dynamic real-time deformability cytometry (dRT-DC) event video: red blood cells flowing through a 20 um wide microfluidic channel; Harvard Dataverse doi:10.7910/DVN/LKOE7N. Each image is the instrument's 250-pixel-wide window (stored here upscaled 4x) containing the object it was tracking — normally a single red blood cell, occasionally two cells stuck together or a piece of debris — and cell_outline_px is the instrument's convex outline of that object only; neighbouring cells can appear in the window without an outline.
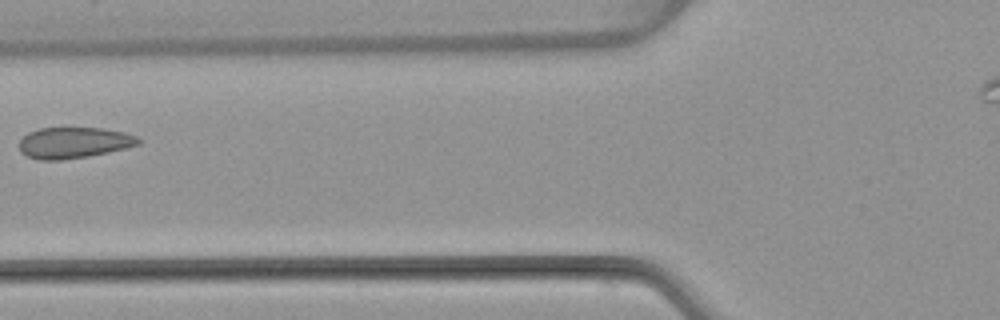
{"species": "common noctule bat (a hibernating species)", "species_latin": "Nyctalus noctula", "temperature_condition": "warm", "stored_images_in_passage": 6, "camera_frame_rate_fps": 3000, "um_per_image_px": 0.085, "animal": {"sex": "female", "body_mass_g": 22.7, "forearm_length_mm": 54.2}, "frame": {"image": 1, "passage_image": 5, "time_ms": 5.0, "image_size_px": [1000, 320], "cell_outline_px": [[144, 140], [140, 144], [108, 152], [88, 156], [60, 160], [40, 160], [28, 156], [20, 152], [20, 140], [28, 132], [40, 128], [104, 128], [124, 132], [136, 136]], "centroid_in_image_um": [6.3, 12.12], "position_along_channel_um": 119.5, "area_um2": 21.56}}
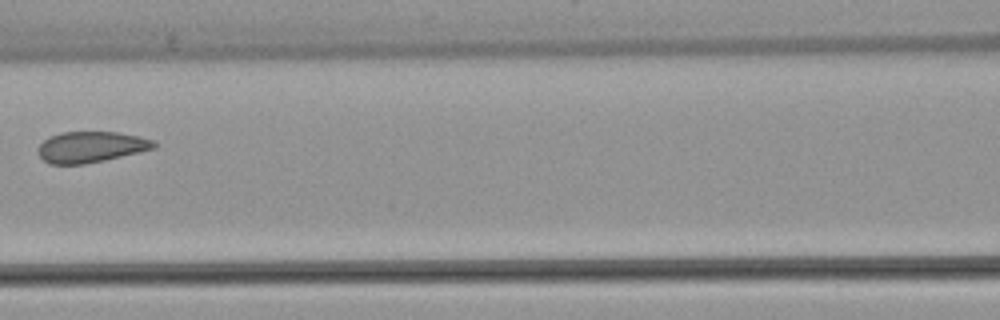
{"frame": {"image": 2, "passage_image": 6, "time_ms": 6.0, "image_size_px": [1000, 320], "cell_outline_px": [[156, 148], [104, 160], [84, 164], [48, 164], [36, 152], [36, 148], [48, 136], [60, 132], [116, 132], [140, 136], [152, 140], [156, 144]], "centroid_in_image_um": [7.68, 12.49], "position_along_channel_um": 158.9, "area_um2": 20.98}}